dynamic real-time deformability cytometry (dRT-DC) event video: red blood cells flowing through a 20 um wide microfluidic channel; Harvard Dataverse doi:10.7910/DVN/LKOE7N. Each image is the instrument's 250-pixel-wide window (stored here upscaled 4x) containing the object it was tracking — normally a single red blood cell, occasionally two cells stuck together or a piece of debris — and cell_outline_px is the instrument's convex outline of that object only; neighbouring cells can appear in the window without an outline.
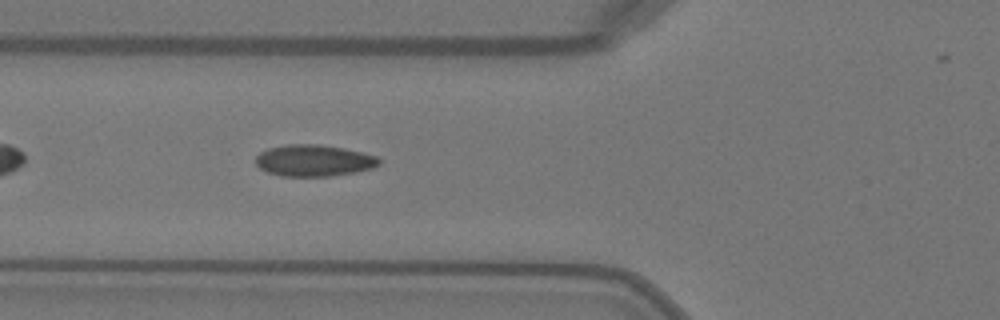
{"species": "Egyptian fruit bat (a non-hibernating species)", "species_latin": "Rousettus aegyptiacus", "temperature_condition": "warm", "stored_images_in_passage": 36, "camera_frame_rate_fps": 3000, "um_per_image_px": 0.085, "animal": {"sex": "female"}, "frame": {"image": 1, "passage_image": 6, "time_ms": 1.667, "image_size_px": [1000, 320], "cell_outline_px": [[380, 164], [372, 168], [332, 176], [280, 176], [268, 172], [260, 168], [256, 164], [256, 156], [260, 152], [268, 148], [288, 144], [320, 144], [344, 148], [376, 156], [380, 160]], "centroid_in_image_um": [26.65, 13.64], "position_along_channel_um": 99.1, "area_um2": 22.6}, "authors_computed_cell_mechanics": {"area_um2": 22.1663, "velocity_mm_per_s": 4.0836, "shape_relaxation_time_tau1_ms": 5.7973, "shape_relaxation_time_tau2_ms": 0.6564, "deformation_change_tau1": 0.192, "deformation_change_tau2": 0.0333}}